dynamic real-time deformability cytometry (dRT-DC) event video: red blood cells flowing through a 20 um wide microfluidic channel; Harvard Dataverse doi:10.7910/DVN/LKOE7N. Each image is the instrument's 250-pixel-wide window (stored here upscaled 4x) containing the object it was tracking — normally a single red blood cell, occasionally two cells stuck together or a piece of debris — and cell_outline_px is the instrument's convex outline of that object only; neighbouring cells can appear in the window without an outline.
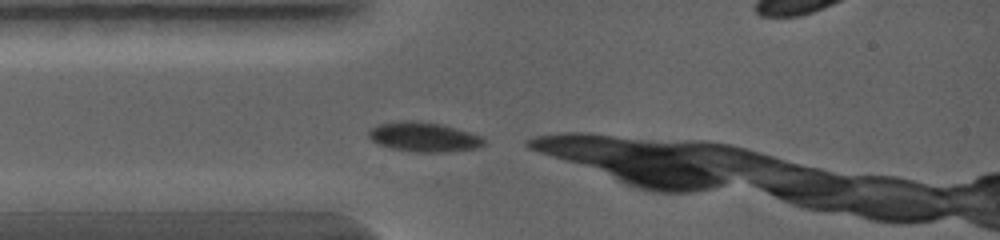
{"species": "common noctule bat (a hibernating species)", "species_latin": "Nyctalus noctula", "temperature_condition": "warm", "stored_images_in_passage": 5, "camera_frame_rate_fps": 5000, "um_per_image_px": 0.085, "animal": {"sex": "female", "body_mass_g": 19.0, "forearm_length_mm": 56.7}, "frame": {"image": 1, "passage_image": 1, "time_ms": 0.0, "image_size_px": [1000, 240], "cell_outline_px": [[484, 144], [476, 148], [452, 152], [416, 152], [392, 148], [380, 144], [372, 140], [368, 136], [368, 132], [376, 124], [404, 120], [412, 120], [440, 124], [456, 128], [480, 136], [484, 140]], "centroid_in_image_um": [36.01, 11.64], "position_along_channel_um": 49.0, "area_um2": 19.71}}